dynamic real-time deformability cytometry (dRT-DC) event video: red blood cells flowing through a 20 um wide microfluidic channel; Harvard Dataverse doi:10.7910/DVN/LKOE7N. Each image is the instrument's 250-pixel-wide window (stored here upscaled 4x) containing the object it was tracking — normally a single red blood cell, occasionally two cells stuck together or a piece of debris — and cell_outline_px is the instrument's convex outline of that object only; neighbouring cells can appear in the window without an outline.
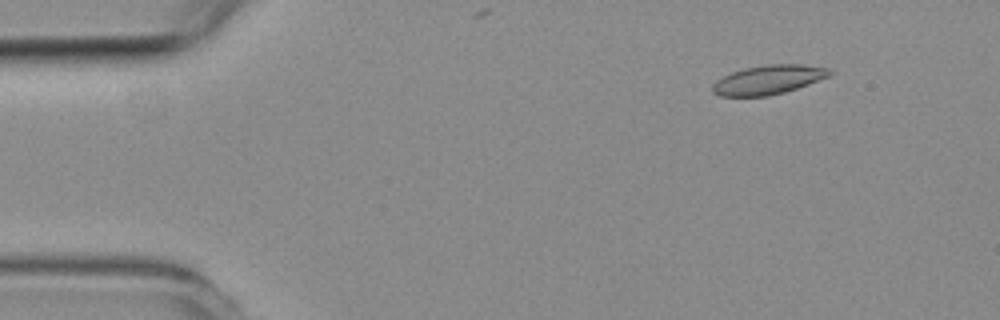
{"species": "common noctule bat (a hibernating species)", "species_latin": "Nyctalus noctula", "temperature_condition": "room temperature", "stored_images_in_passage": 6, "camera_frame_rate_fps": 3000, "um_per_image_px": 0.085, "animal": {"sex": "female", "body_mass_g": 19.3, "forearm_length_mm": 54.1}, "frame": {"image": 1, "passage_image": 1, "time_ms": 0.0, "image_size_px": [1000, 320], "cell_outline_px": [[832, 76], [784, 92], [768, 96], [720, 96], [712, 92], [712, 84], [716, 80], [732, 72], [744, 68], [768, 64], [804, 64], [828, 68], [832, 72]], "centroid_in_image_um": [65.32, 6.77], "position_along_channel_um": 19.7, "area_um2": 19.94}}
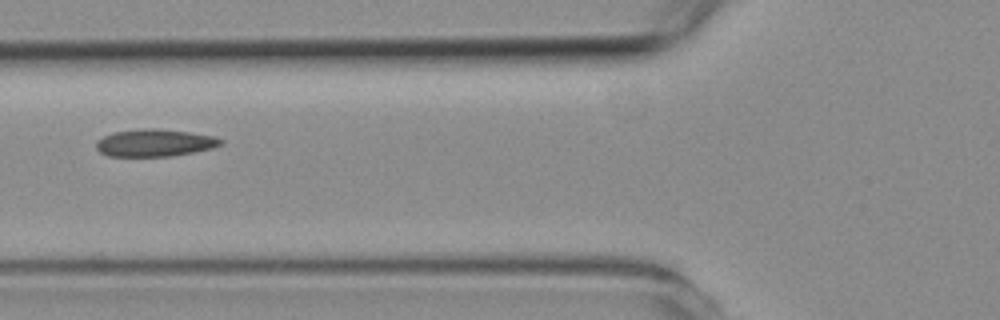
{"frame": {"image": 2, "passage_image": 5, "time_ms": 4.667, "image_size_px": [1000, 320], "cell_outline_px": [[224, 144], [212, 148], [172, 156], [108, 156], [100, 152], [96, 148], [96, 140], [112, 132], [144, 128], [156, 128], [188, 132], [216, 136], [224, 140]], "centroid_in_image_um": [13.16, 12.13], "position_along_channel_um": 112.6, "area_um2": 19.94}}
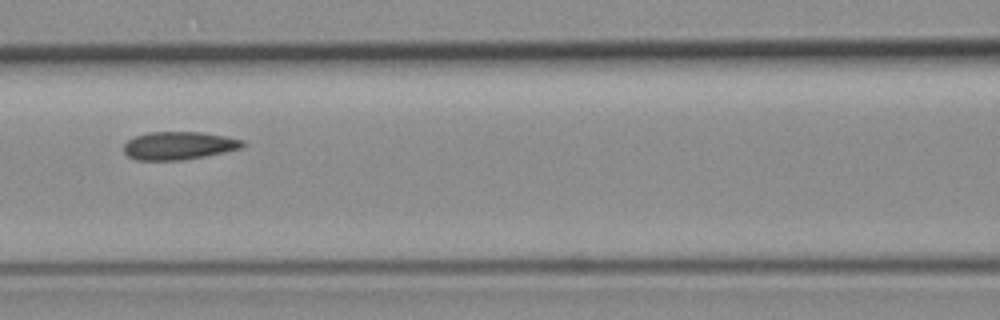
{"frame": {"image": 3, "passage_image": 6, "time_ms": 5.667, "image_size_px": [1000, 320], "cell_outline_px": [[244, 144], [240, 148], [224, 152], [184, 160], [136, 160], [128, 156], [124, 152], [124, 144], [128, 140], [136, 136], [148, 132], [200, 132], [224, 136], [244, 140]], "centroid_in_image_um": [15.17, 12.38], "position_along_channel_um": 151.4, "area_um2": 19.25}}